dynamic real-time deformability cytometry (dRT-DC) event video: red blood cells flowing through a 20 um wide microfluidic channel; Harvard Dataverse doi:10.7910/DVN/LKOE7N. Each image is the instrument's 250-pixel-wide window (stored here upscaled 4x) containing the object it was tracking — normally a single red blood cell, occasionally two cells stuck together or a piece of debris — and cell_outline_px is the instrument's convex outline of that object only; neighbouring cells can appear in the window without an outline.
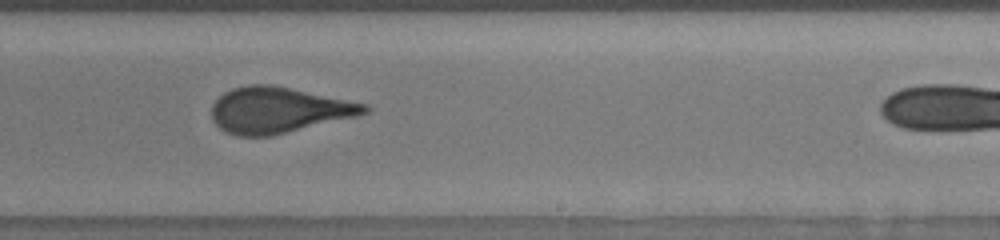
{"species": "human", "species_latin": "Homo sapiens", "temperature_condition": "room temperature", "stored_images_in_passage": 28, "camera_frame_rate_fps": 3000, "um_per_image_px": 0.085, "donor": {"sex": "male"}, "frame": {"image": 1, "passage_image": 15, "time_ms": 4.667, "image_size_px": [1000, 240], "cell_outline_px": [[372, 108], [368, 112], [356, 116], [272, 136], [236, 136], [220, 128], [212, 120], [212, 104], [224, 92], [232, 88], [248, 84], [272, 84], [368, 104]], "centroid_in_image_um": [23.66, 9.35], "position_along_channel_um": 265.3, "area_um2": 40.86}}
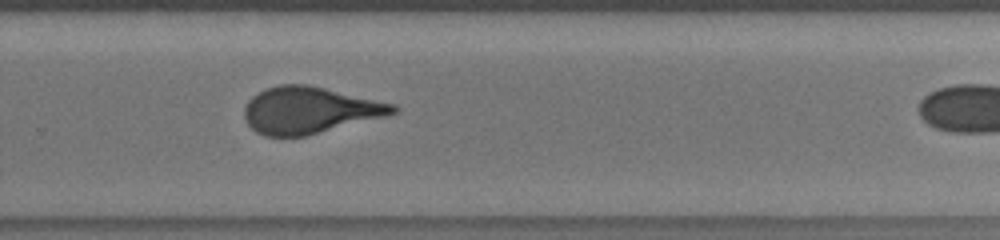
{"frame": {"image": 2, "passage_image": 18, "time_ms": 5.667, "image_size_px": [1000, 240], "cell_outline_px": [[400, 108], [396, 112], [384, 116], [308, 136], [264, 136], [256, 132], [248, 124], [244, 116], [244, 108], [248, 100], [252, 96], [268, 88], [280, 84], [308, 84], [396, 104]], "centroid_in_image_um": [26.31, 9.37], "position_along_channel_um": 303.5, "area_um2": 40.34}}
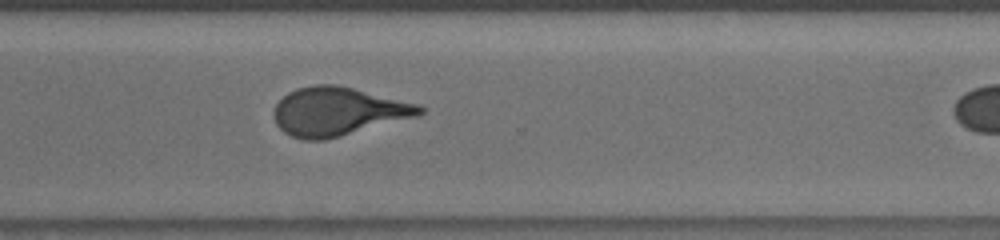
{"frame": {"image": 3, "passage_image": 21, "time_ms": 6.667, "image_size_px": [1000, 240], "cell_outline_px": [[424, 112], [420, 116], [324, 140], [304, 140], [292, 136], [284, 132], [276, 124], [272, 112], [276, 104], [288, 92], [296, 88], [316, 84], [336, 84], [420, 104], [424, 108]], "centroid_in_image_um": [28.73, 9.47], "position_along_channel_um": 341.9, "area_um2": 41.33}}